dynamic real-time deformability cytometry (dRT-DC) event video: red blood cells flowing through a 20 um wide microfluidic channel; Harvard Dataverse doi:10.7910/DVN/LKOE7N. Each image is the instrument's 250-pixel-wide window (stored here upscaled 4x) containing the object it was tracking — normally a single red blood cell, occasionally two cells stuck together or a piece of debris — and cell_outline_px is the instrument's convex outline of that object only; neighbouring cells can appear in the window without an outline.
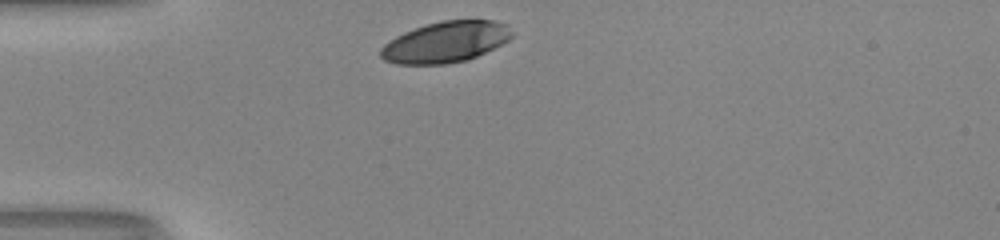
{"species": "human", "species_latin": "Homo sapiens", "temperature_condition": "room temperature", "stored_images_in_passage": 27, "camera_frame_rate_fps": 3000, "um_per_image_px": 0.085, "donor": {"sex": "male"}, "frame": {"image": 1, "passage_image": 1, "time_ms": 0.0, "image_size_px": [1000, 240], "cell_outline_px": [[512, 36], [508, 40], [468, 60], [448, 64], [396, 64], [384, 60], [380, 56], [380, 48], [384, 44], [396, 36], [404, 32], [440, 20], [492, 20], [508, 24], [512, 32]], "centroid_in_image_um": [37.86, 3.57], "position_along_channel_um": 47.1, "area_um2": 31.21}}
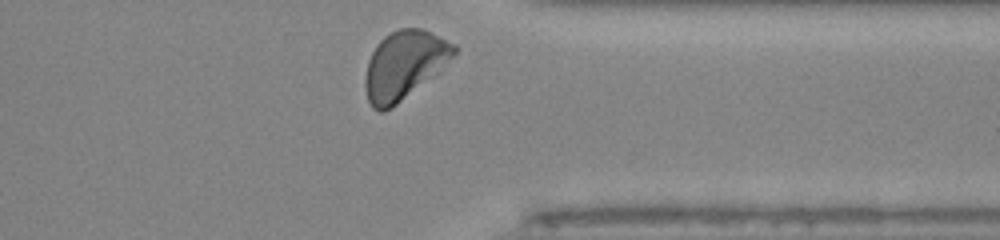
{"frame": {"image": 2, "passage_image": 27, "time_ms": 8.667, "image_size_px": [1000, 240], "cell_outline_px": [[456, 52], [452, 56], [392, 108], [384, 112], [380, 112], [372, 108], [368, 100], [364, 84], [364, 80], [368, 60], [376, 44], [384, 36], [400, 28], [420, 28], [456, 44]], "centroid_in_image_um": [34.27, 5.52], "position_along_channel_um": 377.1, "area_um2": 34.28}, "authors_computed_cell_mechanics": {"area_um2": 33.235, "velocity_mm_per_s": 4.0843, "shape_relaxation_time_tau1_ms": 2.057, "shape_relaxation_time_tau2_ms": null, "deformation_change_tau1": 0.1285, "deformation_change_tau2": null}}